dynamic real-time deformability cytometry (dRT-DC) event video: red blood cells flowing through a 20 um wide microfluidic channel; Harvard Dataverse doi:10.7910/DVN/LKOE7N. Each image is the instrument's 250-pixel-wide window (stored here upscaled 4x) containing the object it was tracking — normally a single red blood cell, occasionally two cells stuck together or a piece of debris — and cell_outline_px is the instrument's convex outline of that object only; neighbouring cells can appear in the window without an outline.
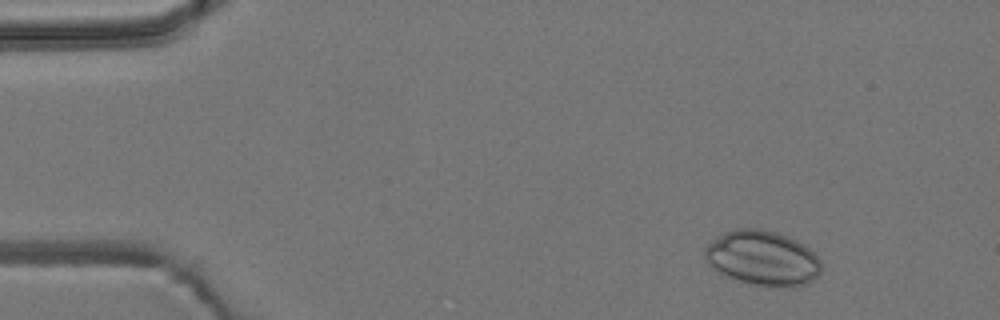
{"species": "common noctule bat (a hibernating species)", "species_latin": "Nyctalus noctula", "temperature_condition": "room temperature", "stored_images_in_passage": 49, "camera_frame_rate_fps": 3000, "um_per_image_px": 0.085, "animal": {"sex": "male", "body_mass_g": 19.2, "forearm_length_mm": 51.8}, "frame": {"image": 1, "passage_image": 2, "time_ms": 0.333, "image_size_px": [1000, 320], "cell_outline_px": [[820, 276], [808, 284], [752, 284], [728, 276], [712, 268], [708, 264], [704, 256], [704, 248], [708, 244], [724, 232], [736, 228], [760, 228], [776, 232], [796, 240], [808, 248], [820, 260]], "centroid_in_image_um": [64.79, 21.89], "position_along_channel_um": 20.2, "area_um2": 36.41}}
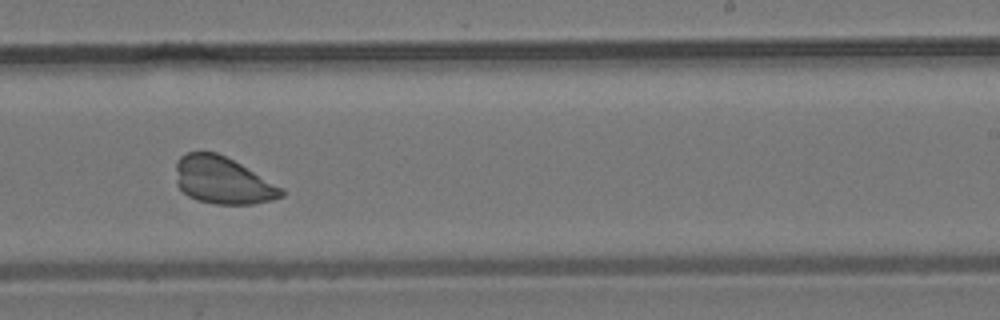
{"frame": {"image": 2, "passage_image": 29, "time_ms": 9.333, "image_size_px": [1000, 320], "cell_outline_px": [[284, 196], [272, 200], [252, 204], [212, 204], [196, 200], [188, 196], [176, 184], [176, 160], [180, 156], [188, 152], [216, 152], [240, 164], [280, 188], [284, 192]], "centroid_in_image_um": [18.86, 15.34], "position_along_channel_um": 270.1, "area_um2": 28.61}}
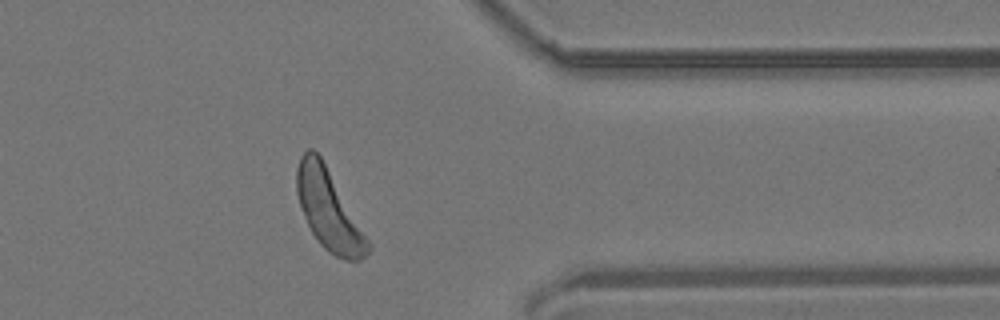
{"frame": {"image": 3, "passage_image": 39, "time_ms": 12.667, "image_size_px": [1000, 320], "cell_outline_px": [[372, 248], [360, 260], [344, 260], [328, 252], [320, 244], [312, 232], [300, 208], [296, 192], [296, 168], [300, 156], [308, 148], [312, 148], [320, 156], [372, 244]], "centroid_in_image_um": [27.93, 17.85], "position_along_channel_um": 383.5, "area_um2": 32.95}}